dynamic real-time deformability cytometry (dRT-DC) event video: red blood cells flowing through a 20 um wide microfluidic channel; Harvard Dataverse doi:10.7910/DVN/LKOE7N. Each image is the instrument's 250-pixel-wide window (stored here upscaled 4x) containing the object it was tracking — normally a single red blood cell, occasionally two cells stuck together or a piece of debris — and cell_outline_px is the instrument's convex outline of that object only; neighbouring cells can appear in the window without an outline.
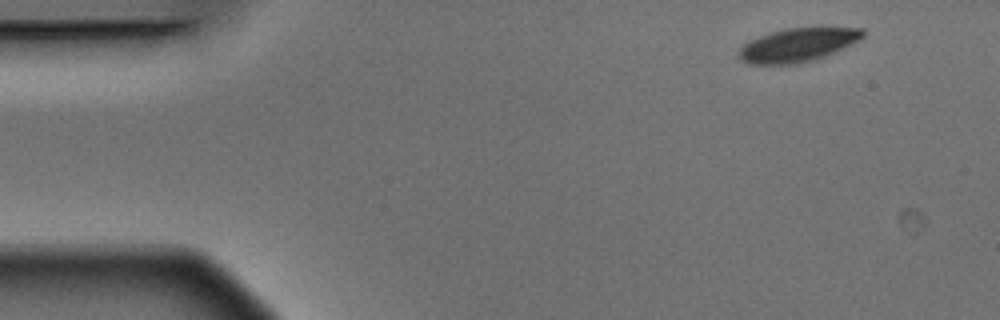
{"species": "Egyptian fruit bat (a non-hibernating species)", "species_latin": "Rousettus aegyptiacus", "temperature_condition": "warm", "stored_images_in_passage": 5, "segment_of_instrument_passage": [1, 2], "camera_frame_rate_fps": 3000, "um_per_image_px": 0.085, "animal": {"sex": "male"}, "frame": {"image": 1, "passage_image": 1, "time_ms": 0.0, "image_size_px": [1000, 320], "cell_outline_px": [[864, 36], [824, 56], [812, 60], [796, 64], [748, 64], [740, 60], [736, 56], [736, 52], [744, 44], [760, 36], [784, 28], [820, 24], [864, 28]], "centroid_in_image_um": [67.81, 3.76], "position_along_channel_um": 17.2, "area_um2": 24.97}}